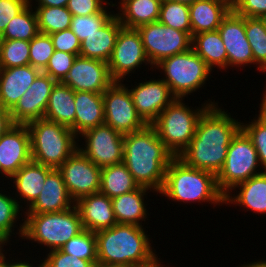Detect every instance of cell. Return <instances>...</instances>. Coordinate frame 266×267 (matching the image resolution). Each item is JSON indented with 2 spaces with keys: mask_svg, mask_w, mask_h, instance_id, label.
<instances>
[{
  "mask_svg": "<svg viewBox=\"0 0 266 267\" xmlns=\"http://www.w3.org/2000/svg\"><path fill=\"white\" fill-rule=\"evenodd\" d=\"M223 105H210L200 116L195 135L190 144L178 156L185 164L195 169L217 175L222 169L228 147L241 129L242 121L233 118ZM239 120V121H238Z\"/></svg>",
  "mask_w": 266,
  "mask_h": 267,
  "instance_id": "cell-1",
  "label": "cell"
},
{
  "mask_svg": "<svg viewBox=\"0 0 266 267\" xmlns=\"http://www.w3.org/2000/svg\"><path fill=\"white\" fill-rule=\"evenodd\" d=\"M173 158L151 125L124 135L123 163L139 186L150 188L156 196L163 187L166 169Z\"/></svg>",
  "mask_w": 266,
  "mask_h": 267,
  "instance_id": "cell-2",
  "label": "cell"
},
{
  "mask_svg": "<svg viewBox=\"0 0 266 267\" xmlns=\"http://www.w3.org/2000/svg\"><path fill=\"white\" fill-rule=\"evenodd\" d=\"M145 230L137 225L117 223L108 229L95 232L97 263L141 267L151 261L158 254L151 245L154 242L152 237Z\"/></svg>",
  "mask_w": 266,
  "mask_h": 267,
  "instance_id": "cell-3",
  "label": "cell"
},
{
  "mask_svg": "<svg viewBox=\"0 0 266 267\" xmlns=\"http://www.w3.org/2000/svg\"><path fill=\"white\" fill-rule=\"evenodd\" d=\"M158 194L178 204L208 203L214 205L213 209L224 204V195L217 186L216 175L188 166L178 157L169 163L163 187Z\"/></svg>",
  "mask_w": 266,
  "mask_h": 267,
  "instance_id": "cell-4",
  "label": "cell"
},
{
  "mask_svg": "<svg viewBox=\"0 0 266 267\" xmlns=\"http://www.w3.org/2000/svg\"><path fill=\"white\" fill-rule=\"evenodd\" d=\"M22 240L37 243L41 250H60L70 239L80 234L84 228L76 206L61 212L24 214ZM29 241V242H28Z\"/></svg>",
  "mask_w": 266,
  "mask_h": 267,
  "instance_id": "cell-5",
  "label": "cell"
},
{
  "mask_svg": "<svg viewBox=\"0 0 266 267\" xmlns=\"http://www.w3.org/2000/svg\"><path fill=\"white\" fill-rule=\"evenodd\" d=\"M184 100L176 98L151 124L160 140L174 157H178L190 144L203 112L210 105L219 104V102H215V99L209 98L208 101L201 103L199 107L195 106L196 109H194L192 106L186 105Z\"/></svg>",
  "mask_w": 266,
  "mask_h": 267,
  "instance_id": "cell-6",
  "label": "cell"
},
{
  "mask_svg": "<svg viewBox=\"0 0 266 267\" xmlns=\"http://www.w3.org/2000/svg\"><path fill=\"white\" fill-rule=\"evenodd\" d=\"M32 161L58 169L78 149V138L67 126L38 119L27 124Z\"/></svg>",
  "mask_w": 266,
  "mask_h": 267,
  "instance_id": "cell-7",
  "label": "cell"
},
{
  "mask_svg": "<svg viewBox=\"0 0 266 267\" xmlns=\"http://www.w3.org/2000/svg\"><path fill=\"white\" fill-rule=\"evenodd\" d=\"M156 70L163 73L161 79L169 86L171 93L180 99L199 92L213 77L212 70L192 48L161 60L154 66L153 71Z\"/></svg>",
  "mask_w": 266,
  "mask_h": 267,
  "instance_id": "cell-8",
  "label": "cell"
},
{
  "mask_svg": "<svg viewBox=\"0 0 266 267\" xmlns=\"http://www.w3.org/2000/svg\"><path fill=\"white\" fill-rule=\"evenodd\" d=\"M263 171L252 140L241 128L233 137L224 165L216 175L217 186L225 196L236 185Z\"/></svg>",
  "mask_w": 266,
  "mask_h": 267,
  "instance_id": "cell-9",
  "label": "cell"
},
{
  "mask_svg": "<svg viewBox=\"0 0 266 267\" xmlns=\"http://www.w3.org/2000/svg\"><path fill=\"white\" fill-rule=\"evenodd\" d=\"M137 31L153 67L167 57L192 48V36L189 33L165 26L159 21L139 26Z\"/></svg>",
  "mask_w": 266,
  "mask_h": 267,
  "instance_id": "cell-10",
  "label": "cell"
},
{
  "mask_svg": "<svg viewBox=\"0 0 266 267\" xmlns=\"http://www.w3.org/2000/svg\"><path fill=\"white\" fill-rule=\"evenodd\" d=\"M147 65V69L153 71L154 67L145 53L140 33L137 29L122 27L111 58L108 61L111 77L115 81H124L126 79L127 82H131V80H127L128 77L132 73L134 74L136 70L135 73L140 71L139 68L141 69Z\"/></svg>",
  "mask_w": 266,
  "mask_h": 267,
  "instance_id": "cell-11",
  "label": "cell"
},
{
  "mask_svg": "<svg viewBox=\"0 0 266 267\" xmlns=\"http://www.w3.org/2000/svg\"><path fill=\"white\" fill-rule=\"evenodd\" d=\"M103 103L104 124L122 135L140 131L148 125L137 113L124 81H115L103 93Z\"/></svg>",
  "mask_w": 266,
  "mask_h": 267,
  "instance_id": "cell-12",
  "label": "cell"
},
{
  "mask_svg": "<svg viewBox=\"0 0 266 267\" xmlns=\"http://www.w3.org/2000/svg\"><path fill=\"white\" fill-rule=\"evenodd\" d=\"M77 138L78 150L95 165L102 168L123 162L124 135L111 126L106 124L97 126Z\"/></svg>",
  "mask_w": 266,
  "mask_h": 267,
  "instance_id": "cell-13",
  "label": "cell"
},
{
  "mask_svg": "<svg viewBox=\"0 0 266 267\" xmlns=\"http://www.w3.org/2000/svg\"><path fill=\"white\" fill-rule=\"evenodd\" d=\"M71 198L100 192L101 167L91 162L78 149L58 168Z\"/></svg>",
  "mask_w": 266,
  "mask_h": 267,
  "instance_id": "cell-14",
  "label": "cell"
},
{
  "mask_svg": "<svg viewBox=\"0 0 266 267\" xmlns=\"http://www.w3.org/2000/svg\"><path fill=\"white\" fill-rule=\"evenodd\" d=\"M155 78L151 77L149 80L143 78V81L139 83L135 80V86L131 83L132 87L125 83L137 113L148 125H151L159 114L176 99L169 86L161 78Z\"/></svg>",
  "mask_w": 266,
  "mask_h": 267,
  "instance_id": "cell-15",
  "label": "cell"
},
{
  "mask_svg": "<svg viewBox=\"0 0 266 267\" xmlns=\"http://www.w3.org/2000/svg\"><path fill=\"white\" fill-rule=\"evenodd\" d=\"M217 30L226 48L227 69L254 65L252 49L245 32V17L231 9Z\"/></svg>",
  "mask_w": 266,
  "mask_h": 267,
  "instance_id": "cell-16",
  "label": "cell"
},
{
  "mask_svg": "<svg viewBox=\"0 0 266 267\" xmlns=\"http://www.w3.org/2000/svg\"><path fill=\"white\" fill-rule=\"evenodd\" d=\"M114 82L108 63L81 56H77L67 76L62 81L73 91L99 94H103Z\"/></svg>",
  "mask_w": 266,
  "mask_h": 267,
  "instance_id": "cell-17",
  "label": "cell"
},
{
  "mask_svg": "<svg viewBox=\"0 0 266 267\" xmlns=\"http://www.w3.org/2000/svg\"><path fill=\"white\" fill-rule=\"evenodd\" d=\"M30 161H32V155L28 127L15 124L0 138V178H3V184H6L4 180H10Z\"/></svg>",
  "mask_w": 266,
  "mask_h": 267,
  "instance_id": "cell-18",
  "label": "cell"
},
{
  "mask_svg": "<svg viewBox=\"0 0 266 267\" xmlns=\"http://www.w3.org/2000/svg\"><path fill=\"white\" fill-rule=\"evenodd\" d=\"M55 84L54 79L41 72L10 110L14 124L27 125L32 121L43 119L51 90Z\"/></svg>",
  "mask_w": 266,
  "mask_h": 267,
  "instance_id": "cell-19",
  "label": "cell"
},
{
  "mask_svg": "<svg viewBox=\"0 0 266 267\" xmlns=\"http://www.w3.org/2000/svg\"><path fill=\"white\" fill-rule=\"evenodd\" d=\"M75 206L69 195L62 174L52 169L46 177L43 188L36 200L24 210L23 214H42L61 212Z\"/></svg>",
  "mask_w": 266,
  "mask_h": 267,
  "instance_id": "cell-20",
  "label": "cell"
},
{
  "mask_svg": "<svg viewBox=\"0 0 266 267\" xmlns=\"http://www.w3.org/2000/svg\"><path fill=\"white\" fill-rule=\"evenodd\" d=\"M85 230L97 232L117 224L112 200L101 192L83 196L75 202Z\"/></svg>",
  "mask_w": 266,
  "mask_h": 267,
  "instance_id": "cell-21",
  "label": "cell"
},
{
  "mask_svg": "<svg viewBox=\"0 0 266 267\" xmlns=\"http://www.w3.org/2000/svg\"><path fill=\"white\" fill-rule=\"evenodd\" d=\"M52 169L30 161L10 178L9 182L13 183V185L11 184V187H13L12 195H15V198L17 197L16 200L22 209L26 210L36 200L46 181L47 174Z\"/></svg>",
  "mask_w": 266,
  "mask_h": 267,
  "instance_id": "cell-22",
  "label": "cell"
},
{
  "mask_svg": "<svg viewBox=\"0 0 266 267\" xmlns=\"http://www.w3.org/2000/svg\"><path fill=\"white\" fill-rule=\"evenodd\" d=\"M230 204L240 206L244 212L252 211L259 215H265L266 171L254 175L228 192L224 196V205L230 206Z\"/></svg>",
  "mask_w": 266,
  "mask_h": 267,
  "instance_id": "cell-23",
  "label": "cell"
},
{
  "mask_svg": "<svg viewBox=\"0 0 266 267\" xmlns=\"http://www.w3.org/2000/svg\"><path fill=\"white\" fill-rule=\"evenodd\" d=\"M40 73L30 64L0 69V105L11 110Z\"/></svg>",
  "mask_w": 266,
  "mask_h": 267,
  "instance_id": "cell-24",
  "label": "cell"
},
{
  "mask_svg": "<svg viewBox=\"0 0 266 267\" xmlns=\"http://www.w3.org/2000/svg\"><path fill=\"white\" fill-rule=\"evenodd\" d=\"M149 192L156 194L150 188L140 186L136 190L112 198V206L117 223L143 227L142 225L146 220H150L147 219L150 214L147 209L149 204L146 202Z\"/></svg>",
  "mask_w": 266,
  "mask_h": 267,
  "instance_id": "cell-25",
  "label": "cell"
},
{
  "mask_svg": "<svg viewBox=\"0 0 266 267\" xmlns=\"http://www.w3.org/2000/svg\"><path fill=\"white\" fill-rule=\"evenodd\" d=\"M232 9V0H196L189 5L191 36L217 30Z\"/></svg>",
  "mask_w": 266,
  "mask_h": 267,
  "instance_id": "cell-26",
  "label": "cell"
},
{
  "mask_svg": "<svg viewBox=\"0 0 266 267\" xmlns=\"http://www.w3.org/2000/svg\"><path fill=\"white\" fill-rule=\"evenodd\" d=\"M122 27L115 14L103 27L81 42L79 56L108 63Z\"/></svg>",
  "mask_w": 266,
  "mask_h": 267,
  "instance_id": "cell-27",
  "label": "cell"
},
{
  "mask_svg": "<svg viewBox=\"0 0 266 267\" xmlns=\"http://www.w3.org/2000/svg\"><path fill=\"white\" fill-rule=\"evenodd\" d=\"M74 102L76 106L74 133L77 137L89 129L104 124L103 94L75 91Z\"/></svg>",
  "mask_w": 266,
  "mask_h": 267,
  "instance_id": "cell-28",
  "label": "cell"
},
{
  "mask_svg": "<svg viewBox=\"0 0 266 267\" xmlns=\"http://www.w3.org/2000/svg\"><path fill=\"white\" fill-rule=\"evenodd\" d=\"M115 2L117 17L125 28L137 29L139 26L156 22L159 19L162 0H120Z\"/></svg>",
  "mask_w": 266,
  "mask_h": 267,
  "instance_id": "cell-29",
  "label": "cell"
},
{
  "mask_svg": "<svg viewBox=\"0 0 266 267\" xmlns=\"http://www.w3.org/2000/svg\"><path fill=\"white\" fill-rule=\"evenodd\" d=\"M75 91L62 82H56L51 90L44 118L69 127L74 132L76 106Z\"/></svg>",
  "mask_w": 266,
  "mask_h": 267,
  "instance_id": "cell-30",
  "label": "cell"
},
{
  "mask_svg": "<svg viewBox=\"0 0 266 267\" xmlns=\"http://www.w3.org/2000/svg\"><path fill=\"white\" fill-rule=\"evenodd\" d=\"M192 49L213 72L215 67L227 70V52L218 30L193 35Z\"/></svg>",
  "mask_w": 266,
  "mask_h": 267,
  "instance_id": "cell-31",
  "label": "cell"
},
{
  "mask_svg": "<svg viewBox=\"0 0 266 267\" xmlns=\"http://www.w3.org/2000/svg\"><path fill=\"white\" fill-rule=\"evenodd\" d=\"M140 186L122 162L101 168L100 192L110 199L138 189Z\"/></svg>",
  "mask_w": 266,
  "mask_h": 267,
  "instance_id": "cell-32",
  "label": "cell"
},
{
  "mask_svg": "<svg viewBox=\"0 0 266 267\" xmlns=\"http://www.w3.org/2000/svg\"><path fill=\"white\" fill-rule=\"evenodd\" d=\"M1 188L2 187H0V189ZM5 190H7V188H2L0 190V235H2L6 240L11 242V237L15 235V233L20 239H22L24 233L23 216L25 215H22V212H24V210L18 204L16 198L12 196L11 193L8 192V190ZM6 192L8 195L6 194ZM20 217H22V220H19V224L18 219H21ZM21 221L23 222L21 223ZM17 223L19 224V226L17 225ZM16 228L17 232L15 231L14 233V230Z\"/></svg>",
  "mask_w": 266,
  "mask_h": 267,
  "instance_id": "cell-33",
  "label": "cell"
},
{
  "mask_svg": "<svg viewBox=\"0 0 266 267\" xmlns=\"http://www.w3.org/2000/svg\"><path fill=\"white\" fill-rule=\"evenodd\" d=\"M38 33L37 16L34 8L29 4L10 20L0 35V40H26L30 42Z\"/></svg>",
  "mask_w": 266,
  "mask_h": 267,
  "instance_id": "cell-34",
  "label": "cell"
},
{
  "mask_svg": "<svg viewBox=\"0 0 266 267\" xmlns=\"http://www.w3.org/2000/svg\"><path fill=\"white\" fill-rule=\"evenodd\" d=\"M245 32L252 49L254 65L266 74V27L260 18L245 17Z\"/></svg>",
  "mask_w": 266,
  "mask_h": 267,
  "instance_id": "cell-35",
  "label": "cell"
},
{
  "mask_svg": "<svg viewBox=\"0 0 266 267\" xmlns=\"http://www.w3.org/2000/svg\"><path fill=\"white\" fill-rule=\"evenodd\" d=\"M37 16L39 33H52L70 28L72 13L67 7L32 6Z\"/></svg>",
  "mask_w": 266,
  "mask_h": 267,
  "instance_id": "cell-36",
  "label": "cell"
},
{
  "mask_svg": "<svg viewBox=\"0 0 266 267\" xmlns=\"http://www.w3.org/2000/svg\"><path fill=\"white\" fill-rule=\"evenodd\" d=\"M115 7V3L110 1L101 12L91 14L88 16H72L70 29L78 37L80 42L84 41L87 36L103 27L114 15L116 11H109L110 8ZM107 9V10H106Z\"/></svg>",
  "mask_w": 266,
  "mask_h": 267,
  "instance_id": "cell-37",
  "label": "cell"
},
{
  "mask_svg": "<svg viewBox=\"0 0 266 267\" xmlns=\"http://www.w3.org/2000/svg\"><path fill=\"white\" fill-rule=\"evenodd\" d=\"M158 21L165 26L191 35L189 5L162 0Z\"/></svg>",
  "mask_w": 266,
  "mask_h": 267,
  "instance_id": "cell-38",
  "label": "cell"
},
{
  "mask_svg": "<svg viewBox=\"0 0 266 267\" xmlns=\"http://www.w3.org/2000/svg\"><path fill=\"white\" fill-rule=\"evenodd\" d=\"M29 58V41L0 40V69L28 65Z\"/></svg>",
  "mask_w": 266,
  "mask_h": 267,
  "instance_id": "cell-39",
  "label": "cell"
},
{
  "mask_svg": "<svg viewBox=\"0 0 266 267\" xmlns=\"http://www.w3.org/2000/svg\"><path fill=\"white\" fill-rule=\"evenodd\" d=\"M60 250L72 258L97 260L95 233L84 229L80 234L64 244Z\"/></svg>",
  "mask_w": 266,
  "mask_h": 267,
  "instance_id": "cell-40",
  "label": "cell"
},
{
  "mask_svg": "<svg viewBox=\"0 0 266 267\" xmlns=\"http://www.w3.org/2000/svg\"><path fill=\"white\" fill-rule=\"evenodd\" d=\"M54 51L50 35L38 33L30 41L29 64L42 72L46 68V65L52 57Z\"/></svg>",
  "mask_w": 266,
  "mask_h": 267,
  "instance_id": "cell-41",
  "label": "cell"
},
{
  "mask_svg": "<svg viewBox=\"0 0 266 267\" xmlns=\"http://www.w3.org/2000/svg\"><path fill=\"white\" fill-rule=\"evenodd\" d=\"M241 128L252 140V143L257 151L258 160L266 171V124H264L255 114L251 121H242Z\"/></svg>",
  "mask_w": 266,
  "mask_h": 267,
  "instance_id": "cell-42",
  "label": "cell"
},
{
  "mask_svg": "<svg viewBox=\"0 0 266 267\" xmlns=\"http://www.w3.org/2000/svg\"><path fill=\"white\" fill-rule=\"evenodd\" d=\"M77 55L55 50L46 68L42 71L56 82H62L71 69Z\"/></svg>",
  "mask_w": 266,
  "mask_h": 267,
  "instance_id": "cell-43",
  "label": "cell"
},
{
  "mask_svg": "<svg viewBox=\"0 0 266 267\" xmlns=\"http://www.w3.org/2000/svg\"><path fill=\"white\" fill-rule=\"evenodd\" d=\"M44 267H94L97 260L72 258L61 250L50 251L43 258Z\"/></svg>",
  "mask_w": 266,
  "mask_h": 267,
  "instance_id": "cell-44",
  "label": "cell"
},
{
  "mask_svg": "<svg viewBox=\"0 0 266 267\" xmlns=\"http://www.w3.org/2000/svg\"><path fill=\"white\" fill-rule=\"evenodd\" d=\"M50 37L53 42L54 50L79 56L81 42L70 28L52 33Z\"/></svg>",
  "mask_w": 266,
  "mask_h": 267,
  "instance_id": "cell-45",
  "label": "cell"
},
{
  "mask_svg": "<svg viewBox=\"0 0 266 267\" xmlns=\"http://www.w3.org/2000/svg\"><path fill=\"white\" fill-rule=\"evenodd\" d=\"M109 0H69L67 9L72 16H88L101 12L107 5Z\"/></svg>",
  "mask_w": 266,
  "mask_h": 267,
  "instance_id": "cell-46",
  "label": "cell"
},
{
  "mask_svg": "<svg viewBox=\"0 0 266 267\" xmlns=\"http://www.w3.org/2000/svg\"><path fill=\"white\" fill-rule=\"evenodd\" d=\"M232 9L243 17L260 18L266 13V0H232Z\"/></svg>",
  "mask_w": 266,
  "mask_h": 267,
  "instance_id": "cell-47",
  "label": "cell"
},
{
  "mask_svg": "<svg viewBox=\"0 0 266 267\" xmlns=\"http://www.w3.org/2000/svg\"><path fill=\"white\" fill-rule=\"evenodd\" d=\"M29 5V0H0V35L12 18Z\"/></svg>",
  "mask_w": 266,
  "mask_h": 267,
  "instance_id": "cell-48",
  "label": "cell"
},
{
  "mask_svg": "<svg viewBox=\"0 0 266 267\" xmlns=\"http://www.w3.org/2000/svg\"><path fill=\"white\" fill-rule=\"evenodd\" d=\"M7 256H10V255H6V267H44L43 259H40L39 261H37V260L35 261V259L34 260L32 259V260H30L31 263H29L30 261L27 259H29L30 256H28V258H26V260L22 259L23 261L20 258L19 259L18 258L11 259L12 256L10 258L9 257L7 258ZM32 261H34V262H32ZM35 262L36 263L39 262V264H36ZM35 265H37V266H35Z\"/></svg>",
  "mask_w": 266,
  "mask_h": 267,
  "instance_id": "cell-49",
  "label": "cell"
},
{
  "mask_svg": "<svg viewBox=\"0 0 266 267\" xmlns=\"http://www.w3.org/2000/svg\"><path fill=\"white\" fill-rule=\"evenodd\" d=\"M14 125L10 110L0 105V138Z\"/></svg>",
  "mask_w": 266,
  "mask_h": 267,
  "instance_id": "cell-50",
  "label": "cell"
},
{
  "mask_svg": "<svg viewBox=\"0 0 266 267\" xmlns=\"http://www.w3.org/2000/svg\"><path fill=\"white\" fill-rule=\"evenodd\" d=\"M68 1L69 0H29V4L31 6H43V7H66Z\"/></svg>",
  "mask_w": 266,
  "mask_h": 267,
  "instance_id": "cell-51",
  "label": "cell"
},
{
  "mask_svg": "<svg viewBox=\"0 0 266 267\" xmlns=\"http://www.w3.org/2000/svg\"><path fill=\"white\" fill-rule=\"evenodd\" d=\"M266 87V86H265ZM264 87V92L262 95V99L260 97V104L259 107L260 108L257 112L259 113L258 115L256 114V116L264 123L266 124V88Z\"/></svg>",
  "mask_w": 266,
  "mask_h": 267,
  "instance_id": "cell-52",
  "label": "cell"
},
{
  "mask_svg": "<svg viewBox=\"0 0 266 267\" xmlns=\"http://www.w3.org/2000/svg\"><path fill=\"white\" fill-rule=\"evenodd\" d=\"M162 261L163 260H161V257L158 258L156 255L151 261L143 264L141 267H169L168 265L166 266L165 264H162L164 263Z\"/></svg>",
  "mask_w": 266,
  "mask_h": 267,
  "instance_id": "cell-53",
  "label": "cell"
},
{
  "mask_svg": "<svg viewBox=\"0 0 266 267\" xmlns=\"http://www.w3.org/2000/svg\"><path fill=\"white\" fill-rule=\"evenodd\" d=\"M237 267H266V259L264 260V258H262L261 260L258 259L249 263L247 261V263L244 262V264L238 265Z\"/></svg>",
  "mask_w": 266,
  "mask_h": 267,
  "instance_id": "cell-54",
  "label": "cell"
},
{
  "mask_svg": "<svg viewBox=\"0 0 266 267\" xmlns=\"http://www.w3.org/2000/svg\"><path fill=\"white\" fill-rule=\"evenodd\" d=\"M8 244L10 245L11 243L0 235V263L2 262L3 257L7 254V251L9 252L11 250L9 248V250L7 249L5 251L4 246H7Z\"/></svg>",
  "mask_w": 266,
  "mask_h": 267,
  "instance_id": "cell-55",
  "label": "cell"
},
{
  "mask_svg": "<svg viewBox=\"0 0 266 267\" xmlns=\"http://www.w3.org/2000/svg\"><path fill=\"white\" fill-rule=\"evenodd\" d=\"M168 1H172V2H179V3H184V4H192L194 3L196 0H168Z\"/></svg>",
  "mask_w": 266,
  "mask_h": 267,
  "instance_id": "cell-56",
  "label": "cell"
},
{
  "mask_svg": "<svg viewBox=\"0 0 266 267\" xmlns=\"http://www.w3.org/2000/svg\"><path fill=\"white\" fill-rule=\"evenodd\" d=\"M94 267H120V266H111V265H103V264H100V263H96L94 265Z\"/></svg>",
  "mask_w": 266,
  "mask_h": 267,
  "instance_id": "cell-57",
  "label": "cell"
},
{
  "mask_svg": "<svg viewBox=\"0 0 266 267\" xmlns=\"http://www.w3.org/2000/svg\"><path fill=\"white\" fill-rule=\"evenodd\" d=\"M0 267H6V255L3 257Z\"/></svg>",
  "mask_w": 266,
  "mask_h": 267,
  "instance_id": "cell-58",
  "label": "cell"
},
{
  "mask_svg": "<svg viewBox=\"0 0 266 267\" xmlns=\"http://www.w3.org/2000/svg\"><path fill=\"white\" fill-rule=\"evenodd\" d=\"M260 19L264 22V25L266 27V13L260 17Z\"/></svg>",
  "mask_w": 266,
  "mask_h": 267,
  "instance_id": "cell-59",
  "label": "cell"
}]
</instances>
